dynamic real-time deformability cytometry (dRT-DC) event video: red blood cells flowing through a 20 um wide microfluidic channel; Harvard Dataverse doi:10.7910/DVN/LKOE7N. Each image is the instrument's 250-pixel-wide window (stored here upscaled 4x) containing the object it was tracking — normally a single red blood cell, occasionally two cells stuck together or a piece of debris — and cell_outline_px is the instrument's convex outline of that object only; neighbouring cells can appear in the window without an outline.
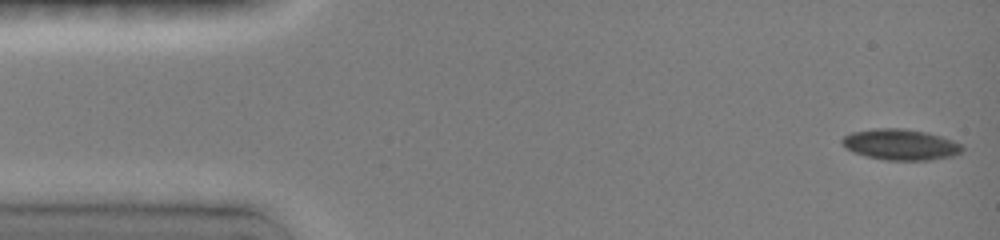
{"species": "common noctule bat (a hibernating species)", "species_latin": "Nyctalus noctula", "temperature_condition": "room temperature", "stored_images_in_passage": 9, "camera_frame_rate_fps": 3000, "um_per_image_px": 0.085, "animal": {"sex": "female", "body_mass_g": 19.0, "forearm_length_mm": 51.5}, "frame": {"image": 1, "passage_image": 1, "time_ms": 0.0, "image_size_px": [1000, 240], "cell_outline_px": [[964, 148], [960, 152], [952, 156], [928, 160], [884, 160], [852, 152], [840, 140], [844, 136], [852, 132], [876, 128], [904, 128], [924, 132], [940, 136], [952, 140], [960, 144]], "centroid_in_image_um": [76.53, 12.28], "position_along_channel_um": 8.5, "area_um2": 21.39}}
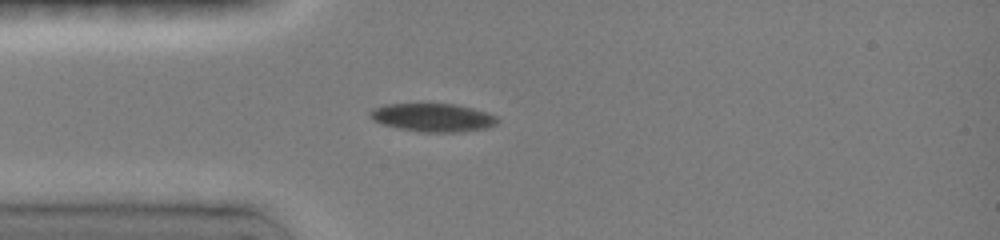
{"frame": {"image": 2, "passage_image": 7, "time_ms": 3.667, "image_size_px": [1000, 240], "cell_outline_px": [[500, 120], [496, 124], [488, 128], [460, 132], [420, 132], [400, 128], [384, 124], [372, 120], [368, 116], [368, 112], [372, 108], [384, 104], [420, 100], [456, 104], [488, 112], [496, 116]], "centroid_in_image_um": [36.75, 9.93], "position_along_channel_um": 48.3, "area_um2": 22.2}}